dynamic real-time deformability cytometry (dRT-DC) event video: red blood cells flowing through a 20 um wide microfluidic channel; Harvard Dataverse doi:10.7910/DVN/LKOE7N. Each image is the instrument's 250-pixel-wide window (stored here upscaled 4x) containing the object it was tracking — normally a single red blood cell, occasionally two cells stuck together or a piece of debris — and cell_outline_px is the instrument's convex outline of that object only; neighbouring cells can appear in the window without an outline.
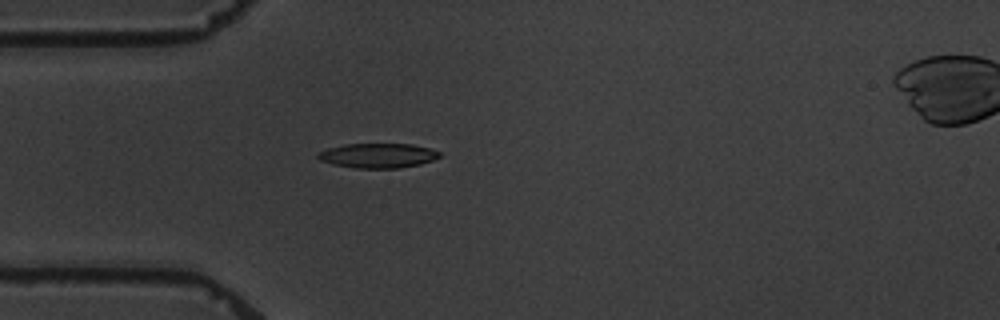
{"species": "common noctule bat (a hibernating species)", "species_latin": "Nyctalus noctula", "temperature_condition": "warm", "stored_images_in_passage": 4, "camera_frame_rate_fps": 3000, "um_per_image_px": 0.085, "animal": {"sex": "male", "body_mass_g": 19.5, "forearm_length_mm": 54.6}, "frame": {"image": 1, "passage_image": 3, "time_ms": 2.333, "image_size_px": [1000, 320], "cell_outline_px": [[440, 156], [432, 160], [420, 164], [400, 168], [356, 168], [332, 164], [320, 160], [316, 156], [320, 152], [328, 148], [344, 144], [412, 144], [428, 148], [440, 152]], "centroid_in_image_um": [32.11, 13.22], "position_along_channel_um": 52.9, "area_um2": 17.34}}